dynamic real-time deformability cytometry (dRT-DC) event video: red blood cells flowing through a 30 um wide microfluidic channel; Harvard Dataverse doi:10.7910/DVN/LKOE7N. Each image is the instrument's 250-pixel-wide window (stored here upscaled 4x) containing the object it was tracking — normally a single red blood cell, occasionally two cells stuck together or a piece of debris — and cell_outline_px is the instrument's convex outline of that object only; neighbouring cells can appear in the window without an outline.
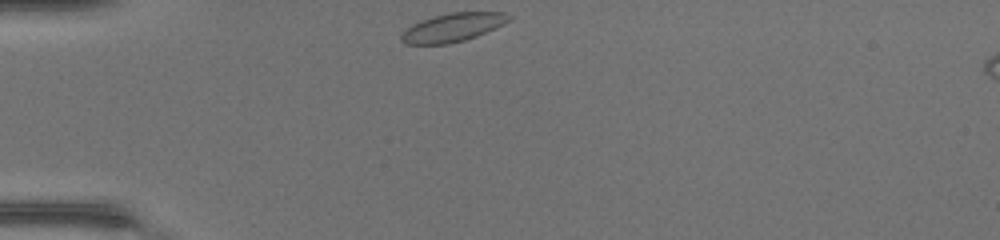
{"species": "common noctule bat (a hibernating species)", "species_latin": "Nyctalus noctula", "temperature_condition": "warm", "stored_images_in_passage": 29, "camera_frame_rate_fps": 3000, "um_per_image_px": 0.085, "animal": {"sex": "female", "body_mass_g": 17.0, "forearm_length_mm": 48.0}, "frame": {"image": 1, "passage_image": 1, "time_ms": 0.0, "image_size_px": [1000, 240], "cell_outline_px": [[512, 20], [504, 24], [476, 36], [464, 40], [448, 44], [404, 44], [400, 40], [400, 36], [412, 24], [432, 16], [452, 12], [504, 12], [512, 16]], "centroid_in_image_um": [38.5, 2.32], "position_along_channel_um": 46.5, "area_um2": 17.86}}
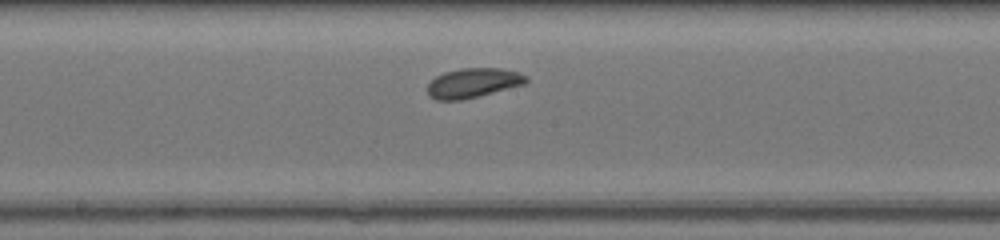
{"frame": {"image": 2, "passage_image": 14, "time_ms": 4.333, "image_size_px": [1000, 240], "cell_outline_px": [[528, 80], [524, 84], [460, 100], [436, 100], [428, 96], [428, 84], [436, 76], [444, 72], [460, 68], [500, 68], [520, 72], [528, 76]], "centroid_in_image_um": [40.2, 7.03], "position_along_channel_um": 208.0, "area_um2": 16.88}}
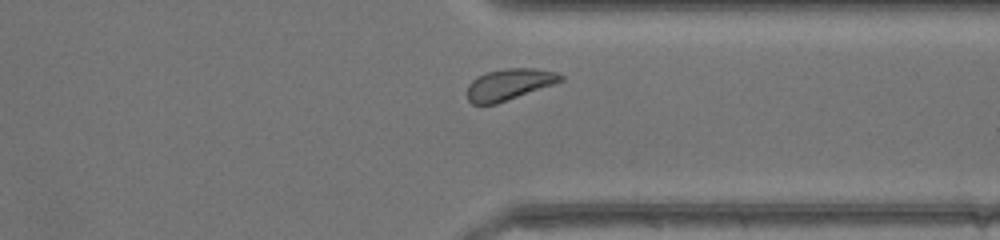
{"frame": {"image": 3, "passage_image": 25, "time_ms": 8.0, "image_size_px": [1000, 240], "cell_outline_px": [[564, 80], [496, 104], [472, 104], [468, 100], [468, 84], [472, 80], [488, 72], [508, 68], [532, 68], [556, 72], [564, 76]], "centroid_in_image_um": [43.28, 7.17], "position_along_channel_um": 368.1, "area_um2": 16.7}, "authors_computed_cell_mechanics": {"area_um2": 17.1088, "velocity_mm_per_s": 4.382, "shape_relaxation_time_tau1_ms": 2.291, "shape_relaxation_time_tau2_ms": 3.0957, "deformation_change_tau1": 0.0579, "deformation_change_tau2": 0.0669}}